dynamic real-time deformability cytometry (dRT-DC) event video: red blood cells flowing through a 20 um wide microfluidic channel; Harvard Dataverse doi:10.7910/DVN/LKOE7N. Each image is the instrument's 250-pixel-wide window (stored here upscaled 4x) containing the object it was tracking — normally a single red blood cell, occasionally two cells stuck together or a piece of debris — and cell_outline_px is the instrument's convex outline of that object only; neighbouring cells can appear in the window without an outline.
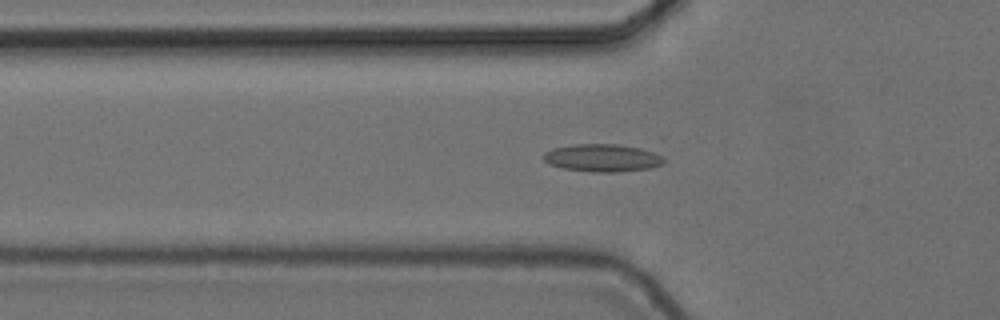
{"species": "common noctule bat (a hibernating species)", "species_latin": "Nyctalus noctula", "temperature_condition": "cold", "stored_images_in_passage": 47, "camera_frame_rate_fps": 3000, "um_per_image_px": 0.085, "animal": {"sex": "female", "body_mass_g": 24.6, "forearm_length_mm": 56.2}, "frame": {"image": 1, "passage_image": 11, "time_ms": 3.333, "image_size_px": [1000, 320], "cell_outline_px": [[664, 164], [652, 168], [616, 172], [592, 172], [564, 168], [548, 164], [544, 160], [544, 152], [552, 148], [572, 144], [616, 144], [640, 148], [652, 152], [660, 156], [664, 160]], "centroid_in_image_um": [51.18, 13.42], "position_along_channel_um": 74.6, "area_um2": 19.36}}
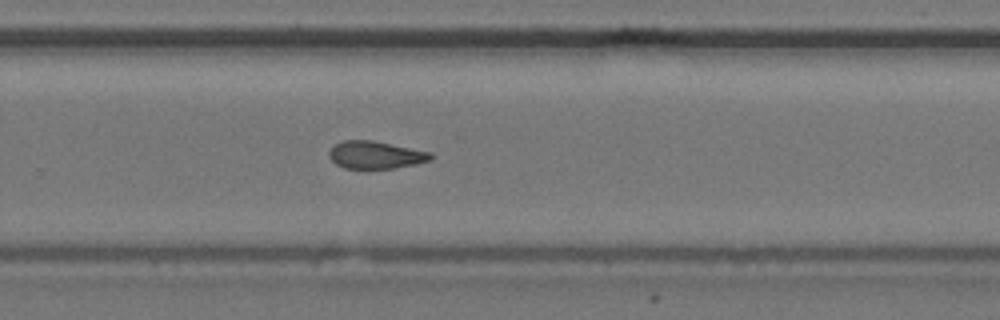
{"frame": {"image": 2, "passage_image": 29, "time_ms": 9.333, "image_size_px": [1000, 320], "cell_outline_px": [[432, 160], [416, 164], [396, 168], [368, 172], [364, 172], [344, 168], [336, 164], [328, 156], [328, 152], [336, 144], [344, 140], [372, 140], [432, 152]], "centroid_in_image_um": [31.91, 13.23], "position_along_channel_um": 297.9, "area_um2": 17.11}}
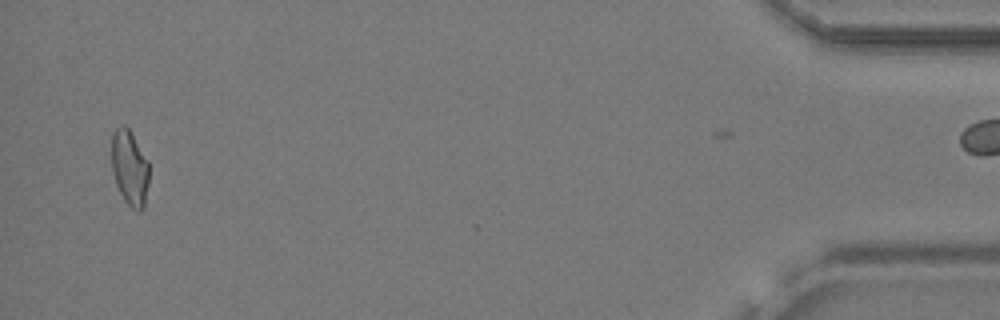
{"frame": {"image": 3, "passage_image": 46, "time_ms": 15.0, "image_size_px": [1000, 320], "cell_outline_px": [[148, 184], [144, 208], [140, 212], [136, 212], [124, 200], [116, 184], [112, 172], [112, 132], [120, 124], [124, 124], [128, 128], [148, 160]], "centroid_in_image_um": [11.02, 14.28], "position_along_channel_um": 424.2, "area_um2": 16.53}, "authors_computed_cell_mechanics": {"area_um2": 16.6464, "velocity_mm_per_s": 3.71, "shape_relaxation_time_tau1_ms": null, "shape_relaxation_time_tau2_ms": 6.4219, "deformation_change_tau1": null, "deformation_change_tau2": 0.1424}}